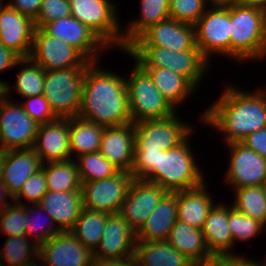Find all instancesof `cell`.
<instances>
[{"label": "cell", "instance_id": "obj_1", "mask_svg": "<svg viewBox=\"0 0 266 266\" xmlns=\"http://www.w3.org/2000/svg\"><path fill=\"white\" fill-rule=\"evenodd\" d=\"M253 92L226 85L219 98L203 111L201 123L220 131L224 144L242 142L266 127V86Z\"/></svg>", "mask_w": 266, "mask_h": 266}, {"label": "cell", "instance_id": "obj_2", "mask_svg": "<svg viewBox=\"0 0 266 266\" xmlns=\"http://www.w3.org/2000/svg\"><path fill=\"white\" fill-rule=\"evenodd\" d=\"M91 62L84 72L78 117L111 127L132 122L124 76Z\"/></svg>", "mask_w": 266, "mask_h": 266}, {"label": "cell", "instance_id": "obj_3", "mask_svg": "<svg viewBox=\"0 0 266 266\" xmlns=\"http://www.w3.org/2000/svg\"><path fill=\"white\" fill-rule=\"evenodd\" d=\"M230 58L240 63L266 58V9L230 6Z\"/></svg>", "mask_w": 266, "mask_h": 266}, {"label": "cell", "instance_id": "obj_4", "mask_svg": "<svg viewBox=\"0 0 266 266\" xmlns=\"http://www.w3.org/2000/svg\"><path fill=\"white\" fill-rule=\"evenodd\" d=\"M142 68H167L185 77L196 89L208 72L210 62L199 48L173 51L161 46H128L125 52Z\"/></svg>", "mask_w": 266, "mask_h": 266}, {"label": "cell", "instance_id": "obj_5", "mask_svg": "<svg viewBox=\"0 0 266 266\" xmlns=\"http://www.w3.org/2000/svg\"><path fill=\"white\" fill-rule=\"evenodd\" d=\"M192 134L193 132L177 147L161 150L159 168H155L154 183L166 192L197 188L206 181L189 144Z\"/></svg>", "mask_w": 266, "mask_h": 266}, {"label": "cell", "instance_id": "obj_6", "mask_svg": "<svg viewBox=\"0 0 266 266\" xmlns=\"http://www.w3.org/2000/svg\"><path fill=\"white\" fill-rule=\"evenodd\" d=\"M133 65L131 74L125 77L131 121L165 119L176 114V109L155 87L149 74L136 62Z\"/></svg>", "mask_w": 266, "mask_h": 266}, {"label": "cell", "instance_id": "obj_7", "mask_svg": "<svg viewBox=\"0 0 266 266\" xmlns=\"http://www.w3.org/2000/svg\"><path fill=\"white\" fill-rule=\"evenodd\" d=\"M86 68L45 71L43 96L58 119L78 117Z\"/></svg>", "mask_w": 266, "mask_h": 266}, {"label": "cell", "instance_id": "obj_8", "mask_svg": "<svg viewBox=\"0 0 266 266\" xmlns=\"http://www.w3.org/2000/svg\"><path fill=\"white\" fill-rule=\"evenodd\" d=\"M115 4L113 0H69L75 19L92 30L109 48L123 52V28Z\"/></svg>", "mask_w": 266, "mask_h": 266}, {"label": "cell", "instance_id": "obj_9", "mask_svg": "<svg viewBox=\"0 0 266 266\" xmlns=\"http://www.w3.org/2000/svg\"><path fill=\"white\" fill-rule=\"evenodd\" d=\"M194 26L196 46L209 62L214 54L230 58V6L208 7Z\"/></svg>", "mask_w": 266, "mask_h": 266}, {"label": "cell", "instance_id": "obj_10", "mask_svg": "<svg viewBox=\"0 0 266 266\" xmlns=\"http://www.w3.org/2000/svg\"><path fill=\"white\" fill-rule=\"evenodd\" d=\"M12 100L5 95L0 99V148L6 151L32 148L39 124L25 112L20 102Z\"/></svg>", "mask_w": 266, "mask_h": 266}, {"label": "cell", "instance_id": "obj_11", "mask_svg": "<svg viewBox=\"0 0 266 266\" xmlns=\"http://www.w3.org/2000/svg\"><path fill=\"white\" fill-rule=\"evenodd\" d=\"M133 179L131 171H119L106 179L81 183L83 208L119 213Z\"/></svg>", "mask_w": 266, "mask_h": 266}, {"label": "cell", "instance_id": "obj_12", "mask_svg": "<svg viewBox=\"0 0 266 266\" xmlns=\"http://www.w3.org/2000/svg\"><path fill=\"white\" fill-rule=\"evenodd\" d=\"M29 58L45 71L86 68L89 62L75 47L35 27Z\"/></svg>", "mask_w": 266, "mask_h": 266}, {"label": "cell", "instance_id": "obj_13", "mask_svg": "<svg viewBox=\"0 0 266 266\" xmlns=\"http://www.w3.org/2000/svg\"><path fill=\"white\" fill-rule=\"evenodd\" d=\"M183 122L177 112L165 119L134 123L135 147H160L164 151L177 147L196 131L194 126Z\"/></svg>", "mask_w": 266, "mask_h": 266}, {"label": "cell", "instance_id": "obj_14", "mask_svg": "<svg viewBox=\"0 0 266 266\" xmlns=\"http://www.w3.org/2000/svg\"><path fill=\"white\" fill-rule=\"evenodd\" d=\"M227 145L229 162L225 172L226 185L233 189L266 185V159L242 142Z\"/></svg>", "mask_w": 266, "mask_h": 266}, {"label": "cell", "instance_id": "obj_15", "mask_svg": "<svg viewBox=\"0 0 266 266\" xmlns=\"http://www.w3.org/2000/svg\"><path fill=\"white\" fill-rule=\"evenodd\" d=\"M136 233L119 214H109L93 260L104 262L124 261L134 257Z\"/></svg>", "mask_w": 266, "mask_h": 266}, {"label": "cell", "instance_id": "obj_16", "mask_svg": "<svg viewBox=\"0 0 266 266\" xmlns=\"http://www.w3.org/2000/svg\"><path fill=\"white\" fill-rule=\"evenodd\" d=\"M38 261L39 266H89L93 253L71 231H62L38 246Z\"/></svg>", "mask_w": 266, "mask_h": 266}, {"label": "cell", "instance_id": "obj_17", "mask_svg": "<svg viewBox=\"0 0 266 266\" xmlns=\"http://www.w3.org/2000/svg\"><path fill=\"white\" fill-rule=\"evenodd\" d=\"M42 29L47 34L75 47L89 62L99 61L101 53L109 49L92 30L72 15L46 23Z\"/></svg>", "mask_w": 266, "mask_h": 266}, {"label": "cell", "instance_id": "obj_18", "mask_svg": "<svg viewBox=\"0 0 266 266\" xmlns=\"http://www.w3.org/2000/svg\"><path fill=\"white\" fill-rule=\"evenodd\" d=\"M165 193L156 183L133 179L119 214L137 234Z\"/></svg>", "mask_w": 266, "mask_h": 266}, {"label": "cell", "instance_id": "obj_19", "mask_svg": "<svg viewBox=\"0 0 266 266\" xmlns=\"http://www.w3.org/2000/svg\"><path fill=\"white\" fill-rule=\"evenodd\" d=\"M129 46H161L176 52L198 48L195 26L172 18L150 26Z\"/></svg>", "mask_w": 266, "mask_h": 266}, {"label": "cell", "instance_id": "obj_20", "mask_svg": "<svg viewBox=\"0 0 266 266\" xmlns=\"http://www.w3.org/2000/svg\"><path fill=\"white\" fill-rule=\"evenodd\" d=\"M34 21L7 4L0 8V43L21 58H29L34 35Z\"/></svg>", "mask_w": 266, "mask_h": 266}, {"label": "cell", "instance_id": "obj_21", "mask_svg": "<svg viewBox=\"0 0 266 266\" xmlns=\"http://www.w3.org/2000/svg\"><path fill=\"white\" fill-rule=\"evenodd\" d=\"M32 148L42 163L71 159L69 119L39 125Z\"/></svg>", "mask_w": 266, "mask_h": 266}, {"label": "cell", "instance_id": "obj_22", "mask_svg": "<svg viewBox=\"0 0 266 266\" xmlns=\"http://www.w3.org/2000/svg\"><path fill=\"white\" fill-rule=\"evenodd\" d=\"M135 151V128L130 122L105 127L99 152L120 171H131Z\"/></svg>", "mask_w": 266, "mask_h": 266}, {"label": "cell", "instance_id": "obj_23", "mask_svg": "<svg viewBox=\"0 0 266 266\" xmlns=\"http://www.w3.org/2000/svg\"><path fill=\"white\" fill-rule=\"evenodd\" d=\"M38 204L53 218L61 232L71 231L83 209L82 192L47 191Z\"/></svg>", "mask_w": 266, "mask_h": 266}, {"label": "cell", "instance_id": "obj_24", "mask_svg": "<svg viewBox=\"0 0 266 266\" xmlns=\"http://www.w3.org/2000/svg\"><path fill=\"white\" fill-rule=\"evenodd\" d=\"M208 250L213 256H231L233 237L228 227V203H216L210 209L202 227Z\"/></svg>", "mask_w": 266, "mask_h": 266}, {"label": "cell", "instance_id": "obj_25", "mask_svg": "<svg viewBox=\"0 0 266 266\" xmlns=\"http://www.w3.org/2000/svg\"><path fill=\"white\" fill-rule=\"evenodd\" d=\"M178 192H166L136 234V240H167L177 220Z\"/></svg>", "mask_w": 266, "mask_h": 266}, {"label": "cell", "instance_id": "obj_26", "mask_svg": "<svg viewBox=\"0 0 266 266\" xmlns=\"http://www.w3.org/2000/svg\"><path fill=\"white\" fill-rule=\"evenodd\" d=\"M42 164L33 148L7 150L2 179L13 198L27 179L42 168Z\"/></svg>", "mask_w": 266, "mask_h": 266}, {"label": "cell", "instance_id": "obj_27", "mask_svg": "<svg viewBox=\"0 0 266 266\" xmlns=\"http://www.w3.org/2000/svg\"><path fill=\"white\" fill-rule=\"evenodd\" d=\"M206 183L197 188L178 191L177 220L202 229L210 209L215 204Z\"/></svg>", "mask_w": 266, "mask_h": 266}, {"label": "cell", "instance_id": "obj_28", "mask_svg": "<svg viewBox=\"0 0 266 266\" xmlns=\"http://www.w3.org/2000/svg\"><path fill=\"white\" fill-rule=\"evenodd\" d=\"M138 266H193V262L167 240H136L133 257Z\"/></svg>", "mask_w": 266, "mask_h": 266}, {"label": "cell", "instance_id": "obj_29", "mask_svg": "<svg viewBox=\"0 0 266 266\" xmlns=\"http://www.w3.org/2000/svg\"><path fill=\"white\" fill-rule=\"evenodd\" d=\"M167 241L193 263L210 259L213 255L207 248L202 229L176 220Z\"/></svg>", "mask_w": 266, "mask_h": 266}, {"label": "cell", "instance_id": "obj_30", "mask_svg": "<svg viewBox=\"0 0 266 266\" xmlns=\"http://www.w3.org/2000/svg\"><path fill=\"white\" fill-rule=\"evenodd\" d=\"M151 77L155 87L176 109L197 89L182 75L167 68H143ZM190 95V96H189Z\"/></svg>", "mask_w": 266, "mask_h": 266}, {"label": "cell", "instance_id": "obj_31", "mask_svg": "<svg viewBox=\"0 0 266 266\" xmlns=\"http://www.w3.org/2000/svg\"><path fill=\"white\" fill-rule=\"evenodd\" d=\"M139 18L129 20L122 30L123 52L150 26L169 18V0H140Z\"/></svg>", "mask_w": 266, "mask_h": 266}, {"label": "cell", "instance_id": "obj_32", "mask_svg": "<svg viewBox=\"0 0 266 266\" xmlns=\"http://www.w3.org/2000/svg\"><path fill=\"white\" fill-rule=\"evenodd\" d=\"M105 126L84 120L69 118V141L72 157L98 152ZM75 153V155H74Z\"/></svg>", "mask_w": 266, "mask_h": 266}, {"label": "cell", "instance_id": "obj_33", "mask_svg": "<svg viewBox=\"0 0 266 266\" xmlns=\"http://www.w3.org/2000/svg\"><path fill=\"white\" fill-rule=\"evenodd\" d=\"M16 66H20L16 75L15 84L6 82L4 85V95L10 97L13 90L17 91L22 98L43 95L45 70L30 58H21ZM12 85V86H11ZM14 87V89H12Z\"/></svg>", "mask_w": 266, "mask_h": 266}, {"label": "cell", "instance_id": "obj_34", "mask_svg": "<svg viewBox=\"0 0 266 266\" xmlns=\"http://www.w3.org/2000/svg\"><path fill=\"white\" fill-rule=\"evenodd\" d=\"M47 165V166H45ZM48 191H81V181L74 158L42 164Z\"/></svg>", "mask_w": 266, "mask_h": 266}, {"label": "cell", "instance_id": "obj_35", "mask_svg": "<svg viewBox=\"0 0 266 266\" xmlns=\"http://www.w3.org/2000/svg\"><path fill=\"white\" fill-rule=\"evenodd\" d=\"M108 213L83 208L71 232L92 253L98 247Z\"/></svg>", "mask_w": 266, "mask_h": 266}, {"label": "cell", "instance_id": "obj_36", "mask_svg": "<svg viewBox=\"0 0 266 266\" xmlns=\"http://www.w3.org/2000/svg\"><path fill=\"white\" fill-rule=\"evenodd\" d=\"M29 241L26 235L6 237L4 246L0 248V264L25 266L38 261V246Z\"/></svg>", "mask_w": 266, "mask_h": 266}, {"label": "cell", "instance_id": "obj_37", "mask_svg": "<svg viewBox=\"0 0 266 266\" xmlns=\"http://www.w3.org/2000/svg\"><path fill=\"white\" fill-rule=\"evenodd\" d=\"M233 190L235 200L231 204L232 207L261 222L266 212V185L246 186Z\"/></svg>", "mask_w": 266, "mask_h": 266}, {"label": "cell", "instance_id": "obj_38", "mask_svg": "<svg viewBox=\"0 0 266 266\" xmlns=\"http://www.w3.org/2000/svg\"><path fill=\"white\" fill-rule=\"evenodd\" d=\"M43 213L45 214V218L41 217ZM41 218H43L45 221ZM41 220L44 222H42ZM25 224L26 236L30 240H32L37 246L47 242L55 234L61 232L56 227L53 218L48 213H46L45 210L39 206V204H33L32 206H29V204L26 205Z\"/></svg>", "mask_w": 266, "mask_h": 266}, {"label": "cell", "instance_id": "obj_39", "mask_svg": "<svg viewBox=\"0 0 266 266\" xmlns=\"http://www.w3.org/2000/svg\"><path fill=\"white\" fill-rule=\"evenodd\" d=\"M81 183L114 176L120 170L99 151L75 158Z\"/></svg>", "mask_w": 266, "mask_h": 266}, {"label": "cell", "instance_id": "obj_40", "mask_svg": "<svg viewBox=\"0 0 266 266\" xmlns=\"http://www.w3.org/2000/svg\"><path fill=\"white\" fill-rule=\"evenodd\" d=\"M160 147H135L131 172L134 179L155 182V168H159Z\"/></svg>", "mask_w": 266, "mask_h": 266}, {"label": "cell", "instance_id": "obj_41", "mask_svg": "<svg viewBox=\"0 0 266 266\" xmlns=\"http://www.w3.org/2000/svg\"><path fill=\"white\" fill-rule=\"evenodd\" d=\"M228 227L231 230L233 237V250L234 243L250 241L255 239L261 231V223L243 213L238 212L228 204Z\"/></svg>", "mask_w": 266, "mask_h": 266}, {"label": "cell", "instance_id": "obj_42", "mask_svg": "<svg viewBox=\"0 0 266 266\" xmlns=\"http://www.w3.org/2000/svg\"><path fill=\"white\" fill-rule=\"evenodd\" d=\"M207 0H169V18L195 25L209 6Z\"/></svg>", "mask_w": 266, "mask_h": 266}, {"label": "cell", "instance_id": "obj_43", "mask_svg": "<svg viewBox=\"0 0 266 266\" xmlns=\"http://www.w3.org/2000/svg\"><path fill=\"white\" fill-rule=\"evenodd\" d=\"M26 205L12 202L0 216V232L7 237L26 235Z\"/></svg>", "mask_w": 266, "mask_h": 266}, {"label": "cell", "instance_id": "obj_44", "mask_svg": "<svg viewBox=\"0 0 266 266\" xmlns=\"http://www.w3.org/2000/svg\"><path fill=\"white\" fill-rule=\"evenodd\" d=\"M48 191L44 169L41 168L32 174L22 186L19 193L14 197L13 201L26 205V201L32 204H38L42 197ZM24 200V202H22Z\"/></svg>", "mask_w": 266, "mask_h": 266}, {"label": "cell", "instance_id": "obj_45", "mask_svg": "<svg viewBox=\"0 0 266 266\" xmlns=\"http://www.w3.org/2000/svg\"><path fill=\"white\" fill-rule=\"evenodd\" d=\"M69 16H71L69 0H43L34 25L42 28L46 23Z\"/></svg>", "mask_w": 266, "mask_h": 266}, {"label": "cell", "instance_id": "obj_46", "mask_svg": "<svg viewBox=\"0 0 266 266\" xmlns=\"http://www.w3.org/2000/svg\"><path fill=\"white\" fill-rule=\"evenodd\" d=\"M25 112L39 125L55 121L57 118L53 114L49 102L43 95L27 97L23 102L20 101Z\"/></svg>", "mask_w": 266, "mask_h": 266}, {"label": "cell", "instance_id": "obj_47", "mask_svg": "<svg viewBox=\"0 0 266 266\" xmlns=\"http://www.w3.org/2000/svg\"><path fill=\"white\" fill-rule=\"evenodd\" d=\"M42 1L43 0H9L6 4L34 21L41 9Z\"/></svg>", "mask_w": 266, "mask_h": 266}, {"label": "cell", "instance_id": "obj_48", "mask_svg": "<svg viewBox=\"0 0 266 266\" xmlns=\"http://www.w3.org/2000/svg\"><path fill=\"white\" fill-rule=\"evenodd\" d=\"M242 143L266 159V127L251 133Z\"/></svg>", "mask_w": 266, "mask_h": 266}, {"label": "cell", "instance_id": "obj_49", "mask_svg": "<svg viewBox=\"0 0 266 266\" xmlns=\"http://www.w3.org/2000/svg\"><path fill=\"white\" fill-rule=\"evenodd\" d=\"M21 57L0 43V73L16 68Z\"/></svg>", "mask_w": 266, "mask_h": 266}, {"label": "cell", "instance_id": "obj_50", "mask_svg": "<svg viewBox=\"0 0 266 266\" xmlns=\"http://www.w3.org/2000/svg\"><path fill=\"white\" fill-rule=\"evenodd\" d=\"M193 266H233V255L213 256L210 259L194 263Z\"/></svg>", "mask_w": 266, "mask_h": 266}, {"label": "cell", "instance_id": "obj_51", "mask_svg": "<svg viewBox=\"0 0 266 266\" xmlns=\"http://www.w3.org/2000/svg\"><path fill=\"white\" fill-rule=\"evenodd\" d=\"M11 199L12 201H9ZM13 196L10 194L8 187L4 183L3 179H0V216L5 208L13 201Z\"/></svg>", "mask_w": 266, "mask_h": 266}, {"label": "cell", "instance_id": "obj_52", "mask_svg": "<svg viewBox=\"0 0 266 266\" xmlns=\"http://www.w3.org/2000/svg\"><path fill=\"white\" fill-rule=\"evenodd\" d=\"M233 266H266V259L261 263L248 258V256L245 258L243 255L235 254L233 255Z\"/></svg>", "mask_w": 266, "mask_h": 266}, {"label": "cell", "instance_id": "obj_53", "mask_svg": "<svg viewBox=\"0 0 266 266\" xmlns=\"http://www.w3.org/2000/svg\"><path fill=\"white\" fill-rule=\"evenodd\" d=\"M236 6H253L266 9V0H235Z\"/></svg>", "mask_w": 266, "mask_h": 266}, {"label": "cell", "instance_id": "obj_54", "mask_svg": "<svg viewBox=\"0 0 266 266\" xmlns=\"http://www.w3.org/2000/svg\"><path fill=\"white\" fill-rule=\"evenodd\" d=\"M210 6L228 7L235 5V0H207Z\"/></svg>", "mask_w": 266, "mask_h": 266}, {"label": "cell", "instance_id": "obj_55", "mask_svg": "<svg viewBox=\"0 0 266 266\" xmlns=\"http://www.w3.org/2000/svg\"><path fill=\"white\" fill-rule=\"evenodd\" d=\"M109 266H138L134 258L124 260V261H115L109 262Z\"/></svg>", "mask_w": 266, "mask_h": 266}, {"label": "cell", "instance_id": "obj_56", "mask_svg": "<svg viewBox=\"0 0 266 266\" xmlns=\"http://www.w3.org/2000/svg\"><path fill=\"white\" fill-rule=\"evenodd\" d=\"M7 151L0 148V179H2L3 168L6 162Z\"/></svg>", "mask_w": 266, "mask_h": 266}, {"label": "cell", "instance_id": "obj_57", "mask_svg": "<svg viewBox=\"0 0 266 266\" xmlns=\"http://www.w3.org/2000/svg\"><path fill=\"white\" fill-rule=\"evenodd\" d=\"M89 266H109V262L93 260Z\"/></svg>", "mask_w": 266, "mask_h": 266}, {"label": "cell", "instance_id": "obj_58", "mask_svg": "<svg viewBox=\"0 0 266 266\" xmlns=\"http://www.w3.org/2000/svg\"><path fill=\"white\" fill-rule=\"evenodd\" d=\"M6 84V81L0 80V99L4 96V85Z\"/></svg>", "mask_w": 266, "mask_h": 266}, {"label": "cell", "instance_id": "obj_59", "mask_svg": "<svg viewBox=\"0 0 266 266\" xmlns=\"http://www.w3.org/2000/svg\"><path fill=\"white\" fill-rule=\"evenodd\" d=\"M260 223H261V231H263V229L266 228V212H265V214L263 216V219H262V221Z\"/></svg>", "mask_w": 266, "mask_h": 266}, {"label": "cell", "instance_id": "obj_60", "mask_svg": "<svg viewBox=\"0 0 266 266\" xmlns=\"http://www.w3.org/2000/svg\"><path fill=\"white\" fill-rule=\"evenodd\" d=\"M39 261H35L34 263H31V264H28V265H25V266H39Z\"/></svg>", "mask_w": 266, "mask_h": 266}, {"label": "cell", "instance_id": "obj_61", "mask_svg": "<svg viewBox=\"0 0 266 266\" xmlns=\"http://www.w3.org/2000/svg\"><path fill=\"white\" fill-rule=\"evenodd\" d=\"M4 0H0V8L4 5Z\"/></svg>", "mask_w": 266, "mask_h": 266}]
</instances>
